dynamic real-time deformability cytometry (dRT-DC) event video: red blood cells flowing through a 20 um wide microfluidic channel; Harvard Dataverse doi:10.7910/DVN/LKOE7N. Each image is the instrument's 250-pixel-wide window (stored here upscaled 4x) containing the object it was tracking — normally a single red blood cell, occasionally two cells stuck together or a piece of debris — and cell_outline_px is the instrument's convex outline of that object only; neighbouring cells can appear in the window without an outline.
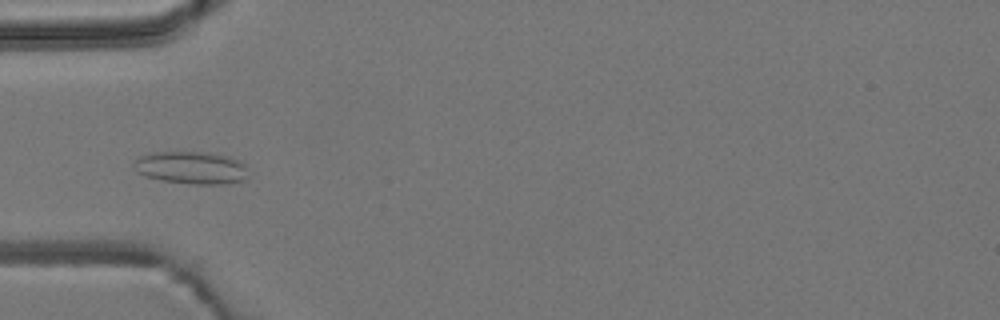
{"species": "common noctule bat (a hibernating species)", "species_latin": "Nyctalus noctula", "temperature_condition": "room temperature", "stored_images_in_passage": 37, "camera_frame_rate_fps": 3000, "um_per_image_px": 0.085, "animal": {"sex": "male", "body_mass_g": 19.2, "forearm_length_mm": 51.8}, "frame": {"image": 1, "passage_image": 1, "time_ms": 0.0, "image_size_px": [1000, 320], "cell_outline_px": [[244, 180], [224, 184], [192, 184], [164, 180], [144, 176], [136, 172], [132, 164], [140, 156], [148, 152], [208, 152], [228, 156], [240, 160], [244, 164]], "centroid_in_image_um": [16.2, 14.24], "position_along_channel_um": 68.8, "area_um2": 21.62}}
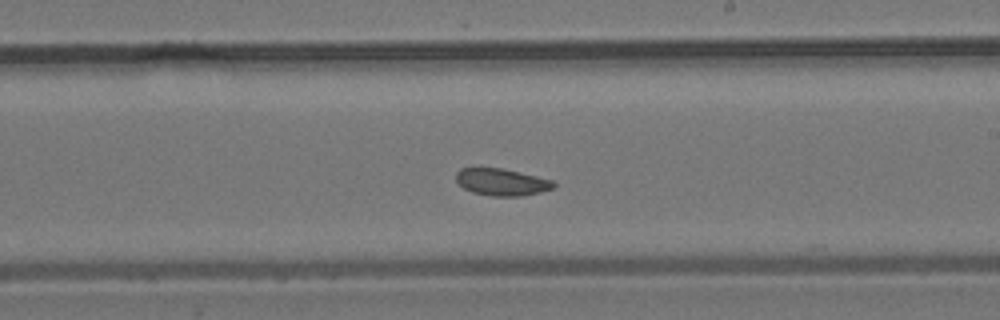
{"frame": {"image": 2, "passage_image": 15, "time_ms": 4.667, "image_size_px": [1000, 320], "cell_outline_px": [[556, 188], [540, 192], [520, 196], [492, 196], [472, 192], [464, 188], [456, 180], [456, 172], [460, 168], [500, 168], [536, 176], [552, 180], [556, 184]], "centroid_in_image_um": [42.65, 15.48], "position_along_channel_um": 246.3, "area_um2": 15.26}}
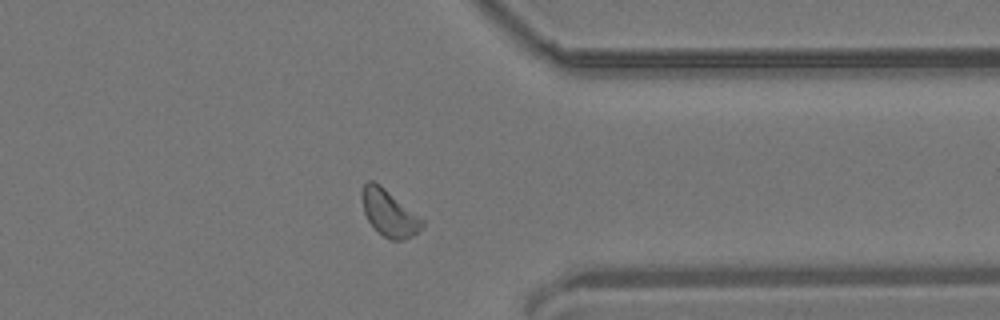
{"frame": {"image": 3, "passage_image": 26, "time_ms": 8.333, "image_size_px": [1000, 320], "cell_outline_px": [[424, 224], [412, 236], [404, 240], [392, 240], [384, 236], [368, 220], [364, 212], [360, 196], [360, 192], [364, 184], [368, 180], [372, 180], [380, 184], [424, 220]], "centroid_in_image_um": [33.04, 18.07], "position_along_channel_um": 378.4, "area_um2": 16.13}, "authors_computed_cell_mechanics": {"area_um2": 15.9528, "velocity_mm_per_s": 3.796, "shape_relaxation_time_tau1_ms": null, "shape_relaxation_time_tau2_ms": 3.1845, "deformation_change_tau1": null, "deformation_change_tau2": 0.0716}}